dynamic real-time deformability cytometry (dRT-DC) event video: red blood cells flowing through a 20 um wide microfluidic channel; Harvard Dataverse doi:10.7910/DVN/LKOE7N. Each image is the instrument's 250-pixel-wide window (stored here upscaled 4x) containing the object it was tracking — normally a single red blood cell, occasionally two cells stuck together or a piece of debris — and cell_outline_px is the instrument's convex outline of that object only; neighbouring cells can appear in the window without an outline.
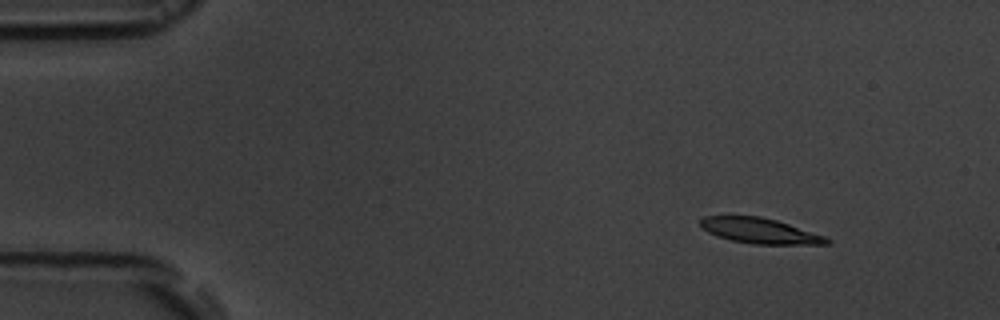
{"species": "common noctule bat (a hibernating species)", "species_latin": "Nyctalus noctula", "temperature_condition": "room temperature", "stored_images_in_passage": 4, "camera_frame_rate_fps": 3000, "um_per_image_px": 0.085, "animal": {"sex": "male", "body_mass_g": 19.5, "forearm_length_mm": 54.6}, "frame": {"image": 1, "passage_image": 1, "time_ms": 0.0, "image_size_px": [1000, 320], "cell_outline_px": [[832, 244], [752, 244], [732, 240], [716, 236], [708, 232], [700, 224], [700, 220], [704, 216], [760, 216], [776, 220], [824, 236], [832, 240]], "centroid_in_image_um": [64.59, 19.62], "position_along_channel_um": 20.4, "area_um2": 18.5}}
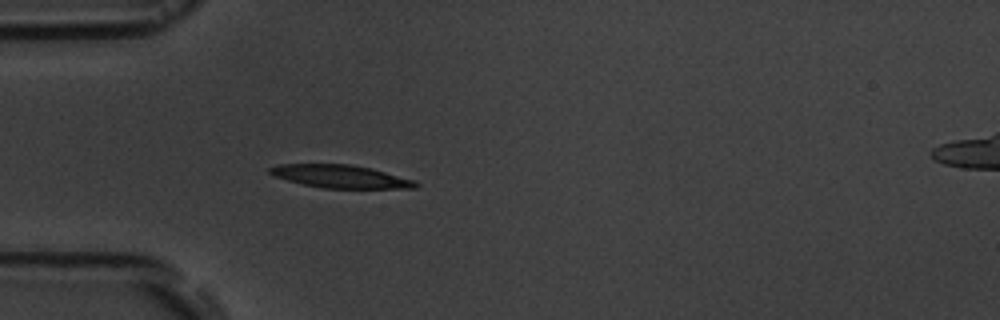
{"frame": {"image": 2, "passage_image": 4, "time_ms": 3.333, "image_size_px": [1000, 320], "cell_outline_px": [[420, 184], [416, 188], [324, 188], [304, 184], [288, 180], [276, 176], [268, 172], [268, 168], [280, 164], [348, 164], [368, 168], [416, 180]], "centroid_in_image_um": [28.96, 15.0], "position_along_channel_um": 56.0, "area_um2": 19.19}}